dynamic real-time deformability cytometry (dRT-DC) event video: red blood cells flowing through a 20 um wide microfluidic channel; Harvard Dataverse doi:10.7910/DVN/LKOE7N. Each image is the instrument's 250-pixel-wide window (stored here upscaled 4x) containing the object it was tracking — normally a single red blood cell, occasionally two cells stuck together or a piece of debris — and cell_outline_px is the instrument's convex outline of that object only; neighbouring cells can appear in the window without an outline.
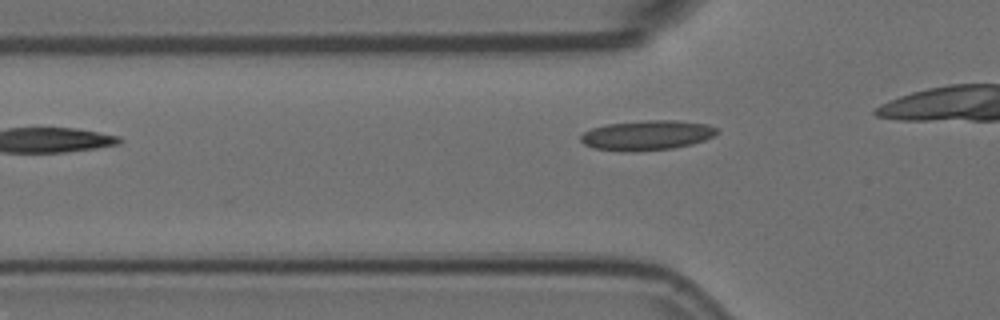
{"species": "Egyptian fruit bat (a non-hibernating species)", "species_latin": "Rousettus aegyptiacus", "temperature_condition": "room temperature", "stored_images_in_passage": 3, "camera_frame_rate_fps": 3000, "um_per_image_px": 0.085, "animal": {"sex": "female"}, "frame": {"image": 1, "passage_image": 3, "time_ms": 0.667, "image_size_px": [1000, 320], "cell_outline_px": [[720, 132], [704, 140], [692, 144], [672, 148], [636, 152], [624, 152], [592, 148], [584, 144], [580, 140], [580, 136], [584, 132], [592, 128], [608, 124], [648, 120], [676, 120], [708, 124], [716, 128]], "centroid_in_image_um": [54.98, 11.5], "position_along_channel_um": 70.8, "area_um2": 23.81}}